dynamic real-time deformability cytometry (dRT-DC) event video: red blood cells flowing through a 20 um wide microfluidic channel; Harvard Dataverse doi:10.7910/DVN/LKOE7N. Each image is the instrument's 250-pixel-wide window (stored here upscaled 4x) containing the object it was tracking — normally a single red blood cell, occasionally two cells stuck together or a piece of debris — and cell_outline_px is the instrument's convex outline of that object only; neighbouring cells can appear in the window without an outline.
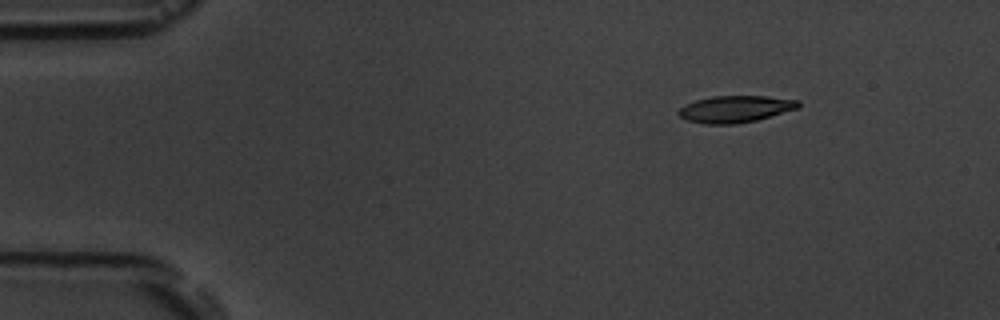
{"species": "common noctule bat (a hibernating species)", "species_latin": "Nyctalus noctula", "temperature_condition": "room temperature", "stored_images_in_passage": 3, "camera_frame_rate_fps": 3000, "um_per_image_px": 0.085, "animal": {"sex": "male", "body_mass_g": 19.5, "forearm_length_mm": 54.6}, "frame": {"image": 1, "passage_image": 1, "time_ms": 0.0, "image_size_px": [1000, 320], "cell_outline_px": [[800, 108], [756, 120], [736, 124], [704, 124], [688, 120], [680, 116], [676, 112], [680, 108], [696, 100], [712, 96], [768, 96], [800, 100]], "centroid_in_image_um": [62.54, 9.26], "position_along_channel_um": 22.5, "area_um2": 18.73}}
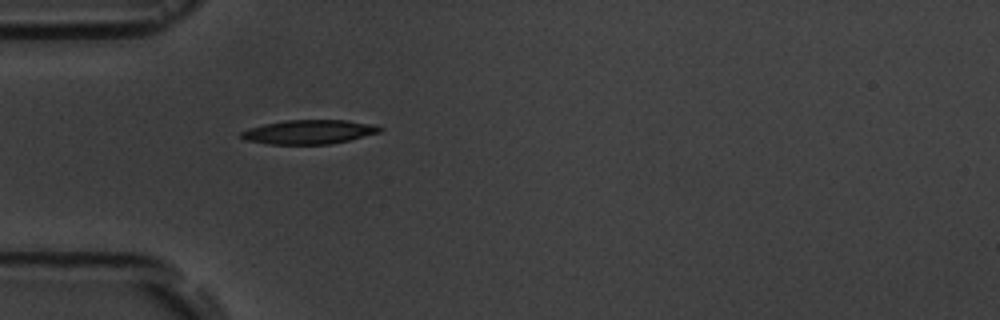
{"frame": {"image": 2, "passage_image": 3, "time_ms": 3.0, "image_size_px": [1000, 320], "cell_outline_px": [[384, 128], [380, 132], [348, 140], [328, 144], [268, 144], [244, 140], [240, 136], [240, 132], [248, 128], [264, 124], [284, 120], [348, 120], [372, 124]], "centroid_in_image_um": [26.23, 11.21], "position_along_channel_um": 58.8, "area_um2": 19.48}}